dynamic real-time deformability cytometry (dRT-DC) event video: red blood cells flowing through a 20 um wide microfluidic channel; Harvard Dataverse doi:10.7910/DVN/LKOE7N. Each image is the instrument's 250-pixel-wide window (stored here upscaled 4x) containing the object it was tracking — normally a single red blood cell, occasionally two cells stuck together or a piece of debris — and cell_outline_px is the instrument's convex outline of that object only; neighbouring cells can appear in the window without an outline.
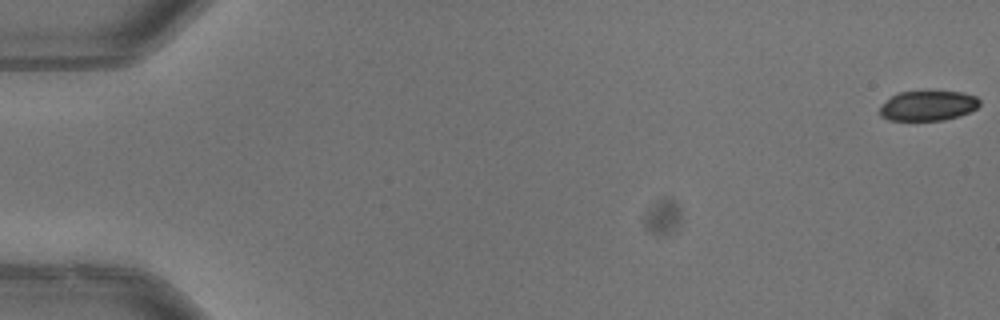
{"species": "common noctule bat (a hibernating species)", "species_latin": "Nyctalus noctula", "temperature_condition": "warm", "stored_images_in_passage": 53, "camera_frame_rate_fps": 3000, "um_per_image_px": 0.085, "animal": {"sex": "male", "body_mass_g": 13.3}, "frame": {"image": 1, "passage_image": 1, "time_ms": 0.0, "image_size_px": [1000, 320], "cell_outline_px": [[980, 104], [976, 108], [960, 116], [944, 120], [888, 120], [880, 116], [880, 108], [892, 96], [900, 92], [964, 92], [976, 96], [980, 100]], "centroid_in_image_um": [78.91, 8.99], "position_along_channel_um": 6.1, "area_um2": 17.22}}
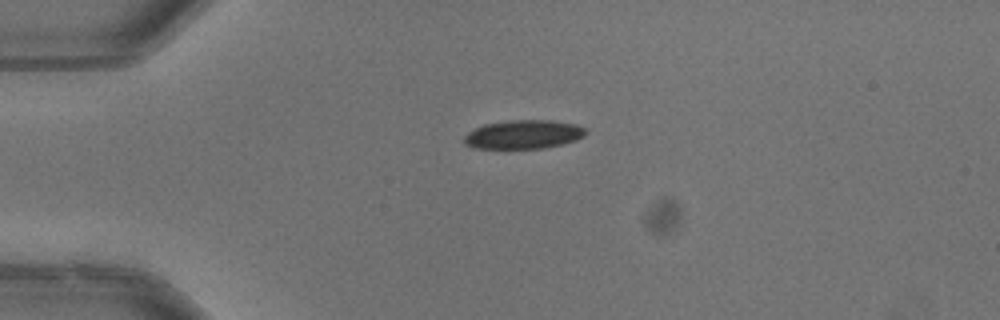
{"frame": {"image": 2, "passage_image": 14, "time_ms": 4.333, "image_size_px": [1000, 320], "cell_outline_px": [[588, 132], [584, 136], [576, 140], [564, 144], [544, 148], [472, 148], [464, 144], [464, 136], [468, 132], [484, 124], [512, 120], [552, 120], [576, 124], [584, 128]], "centroid_in_image_um": [44.52, 11.43], "position_along_channel_um": 40.5, "area_um2": 20.46}}
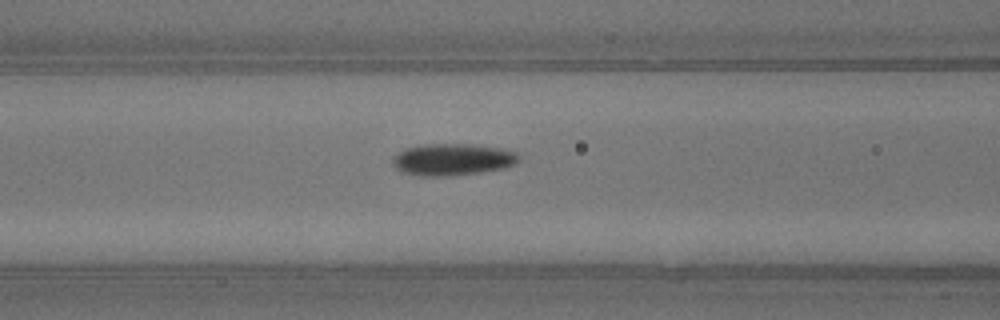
{"frame": {"image": 3, "passage_image": 23, "time_ms": 7.333, "image_size_px": [1000, 320], "cell_outline_px": [[520, 160], [516, 164], [504, 168], [480, 172], [448, 176], [420, 176], [400, 172], [392, 164], [392, 156], [396, 152], [420, 144], [472, 144], [504, 148], [516, 152], [520, 156]], "centroid_in_image_um": [38.46, 13.55], "position_along_channel_um": 128.1, "area_um2": 23.81}, "authors_computed_cell_mechanics": {"area_um2": 21.5594, "velocity_mm_per_s": 3.9788, "shape_relaxation_time_tau1_ms": 4.4318, "shape_relaxation_time_tau2_ms": 3.0275, "deformation_change_tau1": 0.1378, "deformation_change_tau2": 0.0646}}